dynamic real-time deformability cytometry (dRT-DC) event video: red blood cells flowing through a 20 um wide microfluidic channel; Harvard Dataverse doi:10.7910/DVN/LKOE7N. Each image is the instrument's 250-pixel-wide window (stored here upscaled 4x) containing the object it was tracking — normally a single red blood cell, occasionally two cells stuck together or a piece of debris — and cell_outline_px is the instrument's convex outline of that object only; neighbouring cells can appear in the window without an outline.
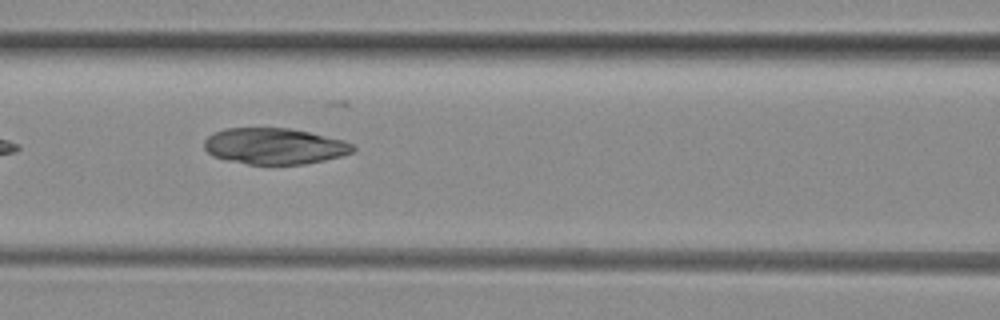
{"species": "common noctule bat (a hibernating species)", "species_latin": "Nyctalus noctula", "temperature_condition": "room temperature", "stored_images_in_passage": 10, "camera_frame_rate_fps": 3000, "um_per_image_px": 0.085, "animal": {"sex": "female", "body_mass_g": 29.2, "forearm_length_mm": 56.3}, "frame": {"image": 1, "passage_image": 6, "time_ms": 5.667, "image_size_px": [1000, 320], "cell_outline_px": [[356, 148], [352, 152], [340, 156], [324, 160], [304, 164], [248, 164], [228, 160], [212, 156], [204, 148], [204, 140], [208, 136], [224, 128], [288, 128], [308, 132], [344, 140], [352, 144]], "centroid_in_image_um": [23.31, 12.42], "position_along_channel_um": 143.3, "area_um2": 31.15}}
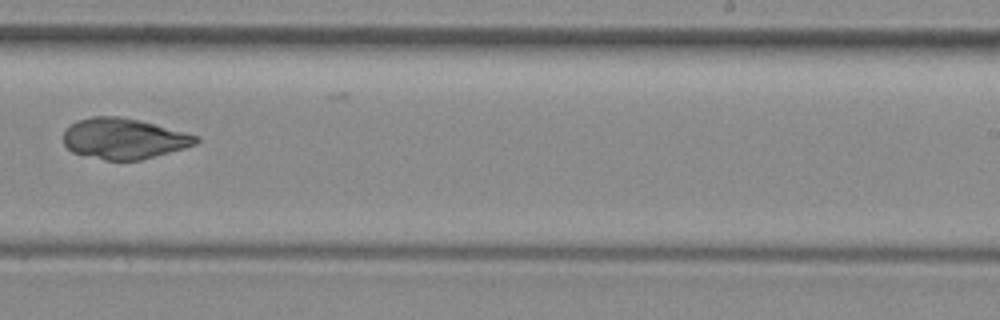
{"frame": {"image": 2, "passage_image": 9, "time_ms": 9.0, "image_size_px": [1000, 320], "cell_outline_px": [[200, 140], [196, 144], [184, 148], [140, 160], [104, 160], [72, 152], [64, 144], [64, 128], [76, 120], [92, 116], [120, 116], [140, 120], [200, 136]], "centroid_in_image_um": [10.51, 11.77], "position_along_channel_um": 278.5, "area_um2": 31.56}}
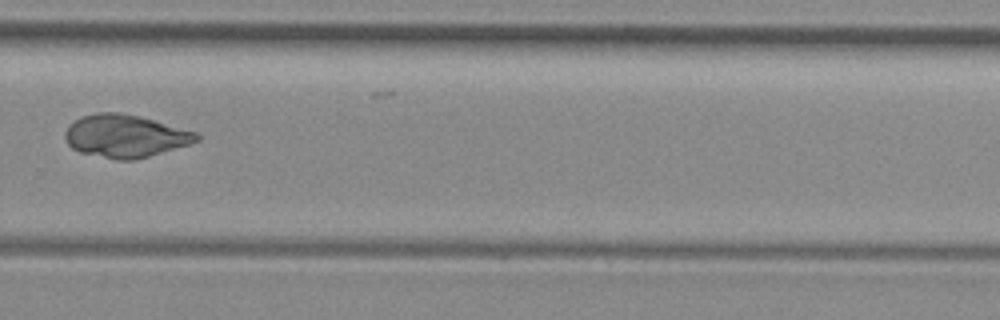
{"frame": {"image": 3, "passage_image": 10, "time_ms": 10.0, "image_size_px": [1000, 320], "cell_outline_px": [[200, 140], [188, 144], [148, 156], [132, 160], [116, 160], [80, 152], [72, 148], [68, 144], [64, 136], [64, 132], [68, 124], [80, 116], [96, 112], [120, 112], [140, 116], [196, 132], [200, 136]], "centroid_in_image_um": [10.59, 11.55], "position_along_channel_um": 319.2, "area_um2": 32.71}}